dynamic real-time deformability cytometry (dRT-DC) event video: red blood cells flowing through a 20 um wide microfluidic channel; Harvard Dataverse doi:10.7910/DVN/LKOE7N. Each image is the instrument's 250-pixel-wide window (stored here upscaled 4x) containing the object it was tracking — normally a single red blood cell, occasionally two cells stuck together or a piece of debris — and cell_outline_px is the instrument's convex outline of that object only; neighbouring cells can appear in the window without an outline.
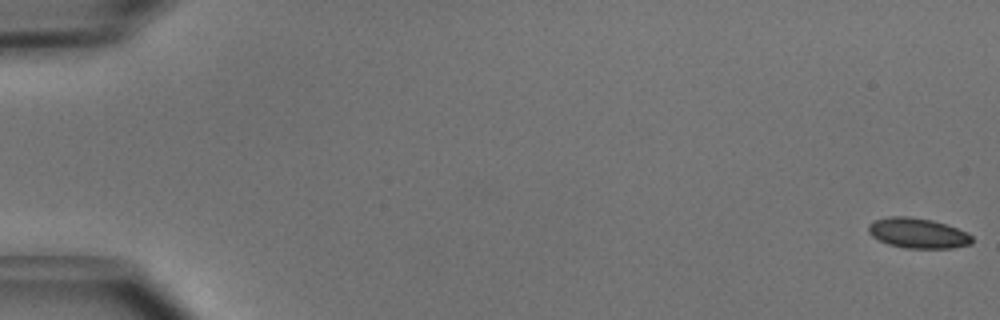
{"species": "common noctule bat (a hibernating species)", "species_latin": "Nyctalus noctula", "temperature_condition": "cold", "stored_images_in_passage": 52, "camera_frame_rate_fps": 3000, "um_per_image_px": 0.085, "animal": {"sex": "male", "body_mass_g": 15.6}, "frame": {"image": 1, "passage_image": 1, "time_ms": 0.0, "image_size_px": [1000, 320], "cell_outline_px": [[972, 244], [952, 248], [904, 248], [888, 244], [872, 236], [868, 232], [868, 224], [876, 220], [888, 216], [908, 216], [932, 220], [956, 228], [972, 236]], "centroid_in_image_um": [77.99, 19.82], "position_along_channel_um": 7.0, "area_um2": 18.09}}
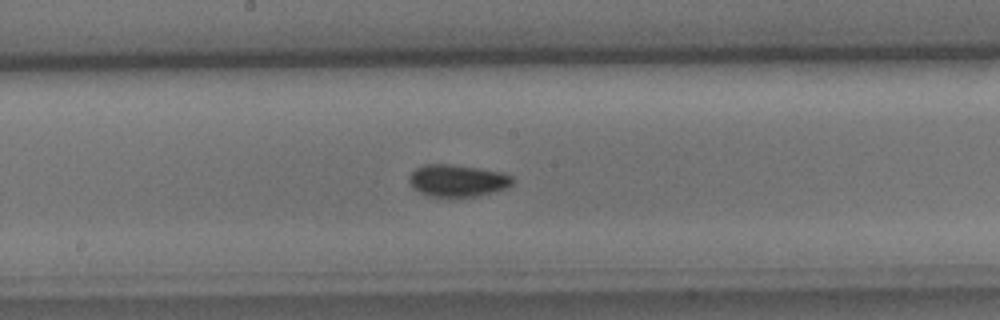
{"frame": {"image": 2, "passage_image": 28, "time_ms": 9.0, "image_size_px": [1000, 320], "cell_outline_px": [[512, 184], [508, 188], [476, 196], [452, 200], [448, 200], [428, 196], [412, 188], [408, 180], [408, 176], [416, 168], [424, 164], [452, 164], [480, 168], [500, 172], [512, 176]], "centroid_in_image_um": [38.83, 15.39], "position_along_channel_um": 209.4, "area_um2": 20.06}}
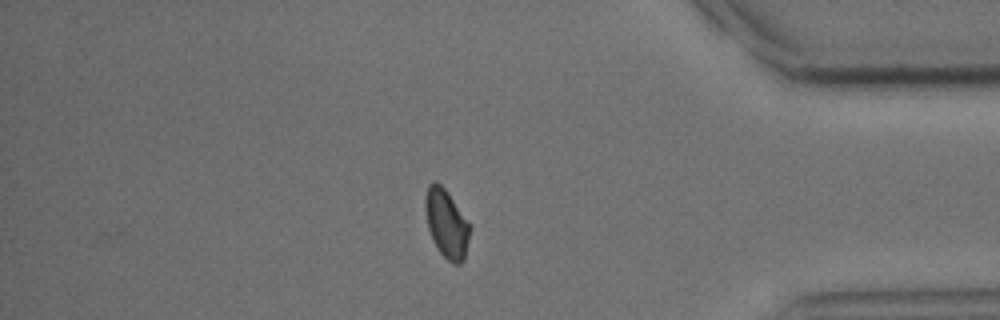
{"frame": {"image": 3, "passage_image": 44, "time_ms": 14.333, "image_size_px": [1000, 320], "cell_outline_px": [[472, 228], [464, 260], [460, 264], [452, 264], [440, 252], [428, 228], [424, 208], [424, 196], [428, 184], [432, 180], [436, 180], [444, 188], [472, 224]], "centroid_in_image_um": [37.97, 18.97], "position_along_channel_um": 397.2, "area_um2": 18.15}}